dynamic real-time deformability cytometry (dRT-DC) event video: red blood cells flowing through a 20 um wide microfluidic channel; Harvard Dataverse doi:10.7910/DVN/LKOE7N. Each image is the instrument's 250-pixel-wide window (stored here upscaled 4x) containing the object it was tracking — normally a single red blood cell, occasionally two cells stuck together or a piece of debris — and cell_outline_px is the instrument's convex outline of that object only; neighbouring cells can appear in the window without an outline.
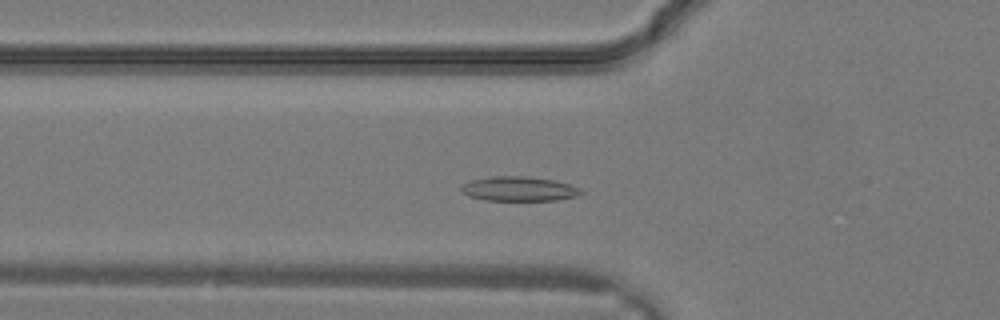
{"species": "common noctule bat (a hibernating species)", "species_latin": "Nyctalus noctula", "temperature_condition": "warm", "stored_images_in_passage": 27, "camera_frame_rate_fps": 3000, "um_per_image_px": 0.085, "animal": {"sex": "male", "body_mass_g": 19.2, "forearm_length_mm": 51.8}, "frame": {"image": 1, "passage_image": 7, "time_ms": 2.0, "image_size_px": [1000, 320], "cell_outline_px": [[584, 192], [576, 196], [556, 200], [484, 200], [468, 196], [460, 192], [460, 188], [464, 184], [472, 180], [492, 176], [524, 176], [552, 180], [568, 184], [580, 188]], "centroid_in_image_um": [44.08, 16.05], "position_along_channel_um": 81.7, "area_um2": 16.99}}
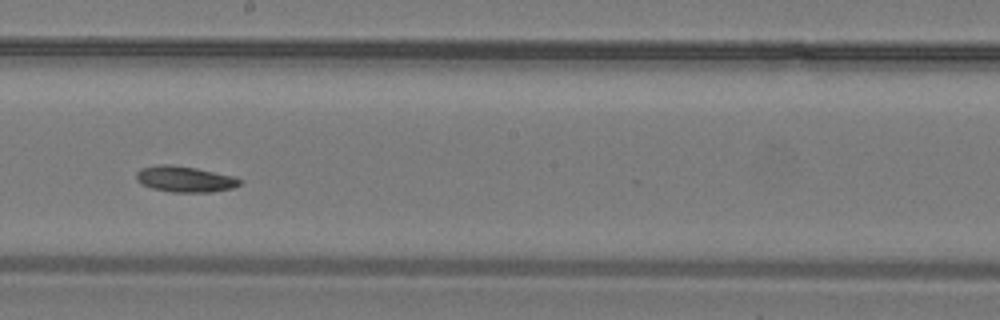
{"frame": {"image": 2, "passage_image": 14, "time_ms": 4.333, "image_size_px": [1000, 320], "cell_outline_px": [[244, 180], [240, 184], [232, 188], [212, 192], [172, 192], [152, 188], [140, 184], [136, 180], [136, 172], [140, 168], [160, 164], [172, 164], [196, 168], [232, 176]], "centroid_in_image_um": [15.68, 15.22], "position_along_channel_um": 232.5, "area_um2": 15.72}}
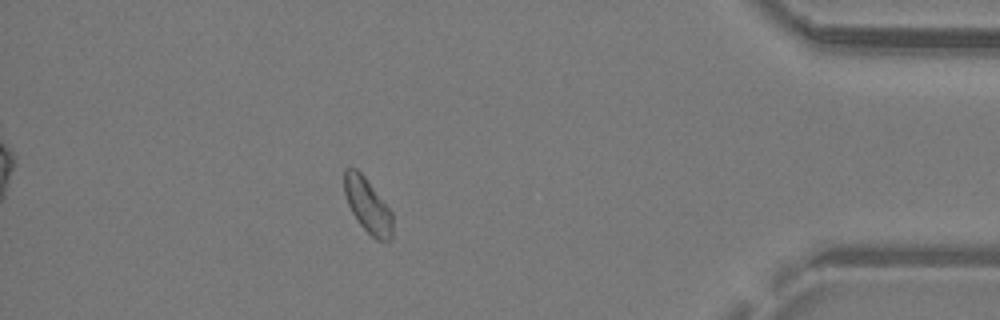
{"frame": {"image": 3, "passage_image": 24, "time_ms": 7.667, "image_size_px": [1000, 320], "cell_outline_px": [[392, 240], [376, 240], [360, 224], [352, 212], [348, 204], [344, 192], [344, 168], [356, 168], [364, 176], [392, 212]], "centroid_in_image_um": [31.24, 17.46], "position_along_channel_um": 404.0, "area_um2": 15.14}}